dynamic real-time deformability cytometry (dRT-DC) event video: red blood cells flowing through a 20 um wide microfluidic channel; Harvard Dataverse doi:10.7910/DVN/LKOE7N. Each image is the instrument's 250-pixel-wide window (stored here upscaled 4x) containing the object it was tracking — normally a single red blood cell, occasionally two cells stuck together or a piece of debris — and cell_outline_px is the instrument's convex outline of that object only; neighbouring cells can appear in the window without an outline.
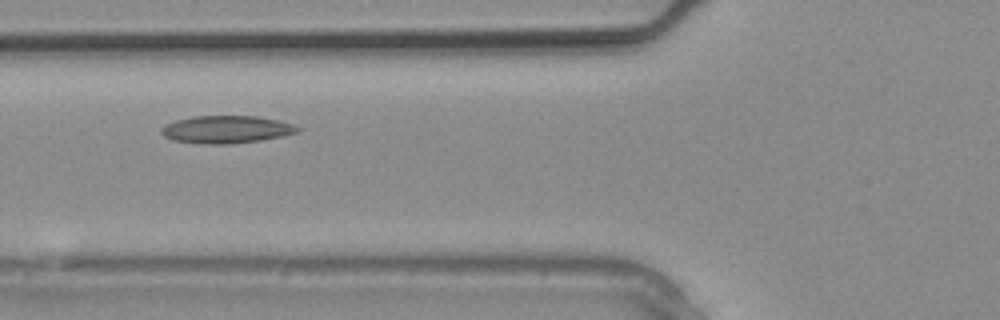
{"species": "common noctule bat (a hibernating species)", "species_latin": "Nyctalus noctula", "temperature_condition": "warm", "stored_images_in_passage": 15, "camera_frame_rate_fps": 3000, "um_per_image_px": 0.085, "animal": {"sex": "male", "body_mass_g": 20.4}, "frame": {"image": 1, "passage_image": 5, "time_ms": 1.333, "image_size_px": [1000, 320], "cell_outline_px": [[300, 132], [260, 140], [228, 144], [204, 144], [172, 140], [164, 136], [160, 132], [160, 128], [164, 124], [176, 120], [192, 116], [256, 116], [280, 120], [292, 124], [300, 128]], "centroid_in_image_um": [19.21, 11.0], "position_along_channel_um": 106.6, "area_um2": 21.96}}